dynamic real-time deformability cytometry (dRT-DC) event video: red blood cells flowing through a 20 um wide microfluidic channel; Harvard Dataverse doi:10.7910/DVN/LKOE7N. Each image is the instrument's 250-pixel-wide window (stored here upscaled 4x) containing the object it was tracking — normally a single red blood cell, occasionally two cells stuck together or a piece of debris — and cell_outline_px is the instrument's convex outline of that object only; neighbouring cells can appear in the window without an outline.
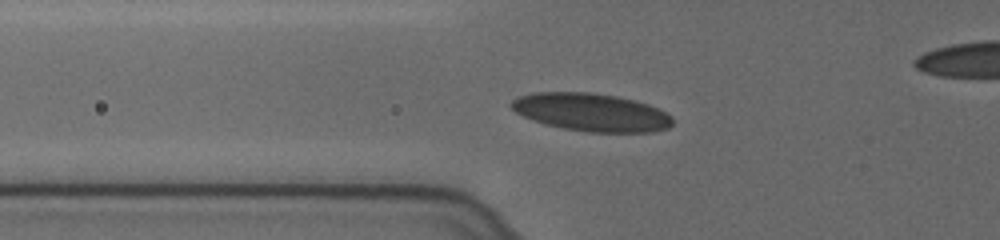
{"species": "human", "species_latin": "Homo sapiens", "temperature_condition": "cold", "stored_images_in_passage": 16, "camera_frame_rate_fps": 3000, "um_per_image_px": 0.085, "donor": {"sex": "female"}, "frame": {"image": 1, "passage_image": 5, "time_ms": 1.333, "image_size_px": [1000, 240], "cell_outline_px": [[672, 124], [668, 128], [652, 132], [588, 132], [564, 128], [544, 124], [532, 120], [516, 112], [508, 104], [516, 96], [536, 92], [592, 92], [616, 96], [648, 104], [672, 116]], "centroid_in_image_um": [50.22, 9.54], "position_along_channel_um": 75.6, "area_um2": 35.6}}
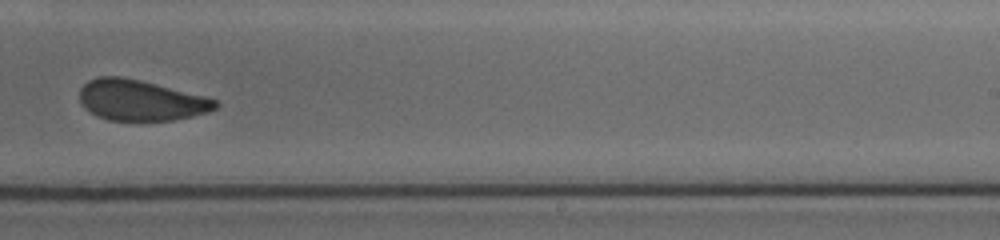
{"frame": {"image": 2, "passage_image": 10, "time_ms": 3.0, "image_size_px": [1000, 240], "cell_outline_px": [[220, 104], [216, 108], [208, 112], [192, 116], [172, 120], [108, 120], [96, 116], [84, 108], [80, 100], [80, 88], [88, 80], [100, 76], [120, 76], [140, 80], [204, 96], [216, 100]], "centroid_in_image_um": [11.93, 8.52], "position_along_channel_um": 277.1, "area_um2": 32.08}}
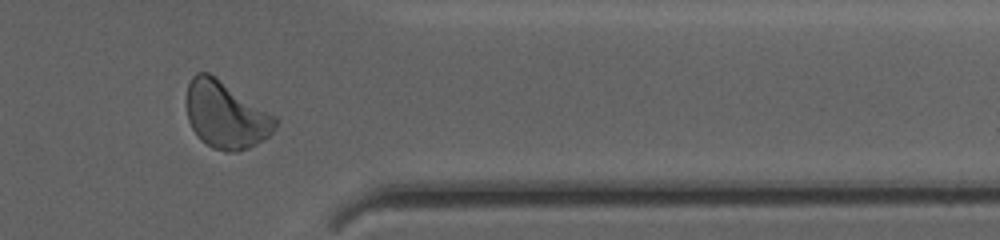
{"frame": {"image": 3, "passage_image": 13, "time_ms": 4.0, "image_size_px": [1000, 240], "cell_outline_px": [[276, 128], [268, 136], [256, 144], [248, 148], [236, 152], [224, 152], [212, 148], [200, 140], [192, 128], [188, 120], [188, 84], [192, 76], [196, 72], [208, 72], [276, 116]], "centroid_in_image_um": [19.19, 9.79], "position_along_channel_um": 392.2, "area_um2": 34.33}}